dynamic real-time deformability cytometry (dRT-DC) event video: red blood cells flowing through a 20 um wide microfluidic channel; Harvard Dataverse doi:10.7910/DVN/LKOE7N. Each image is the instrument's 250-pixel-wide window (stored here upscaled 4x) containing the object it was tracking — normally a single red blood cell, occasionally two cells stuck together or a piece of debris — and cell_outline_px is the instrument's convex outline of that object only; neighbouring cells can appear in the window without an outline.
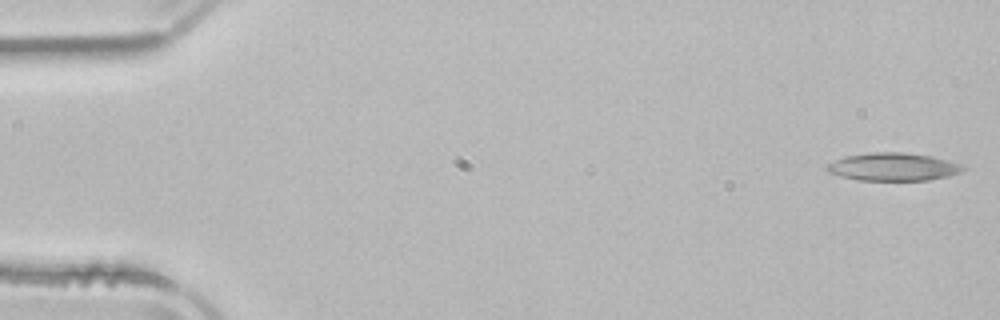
{"species": "common noctule bat (a hibernating species)", "species_latin": "Nyctalus noctula", "temperature_condition": "room temperature", "stored_images_in_passage": 51, "camera_frame_rate_fps": 3000, "um_per_image_px": 0.085, "animal": {"sex": "male", "body_mass_g": 21.5, "forearm_length_mm": 52.0}, "frame": {"image": 1, "passage_image": 1, "time_ms": 0.0, "image_size_px": [1000, 320], "cell_outline_px": [[968, 168], [960, 172], [948, 176], [928, 180], [856, 180], [840, 176], [828, 172], [824, 168], [828, 164], [836, 160], [848, 156], [868, 152], [904, 152], [932, 156], [960, 164]], "centroid_in_image_um": [75.92, 14.18], "position_along_channel_um": 9.1, "area_um2": 22.08}}
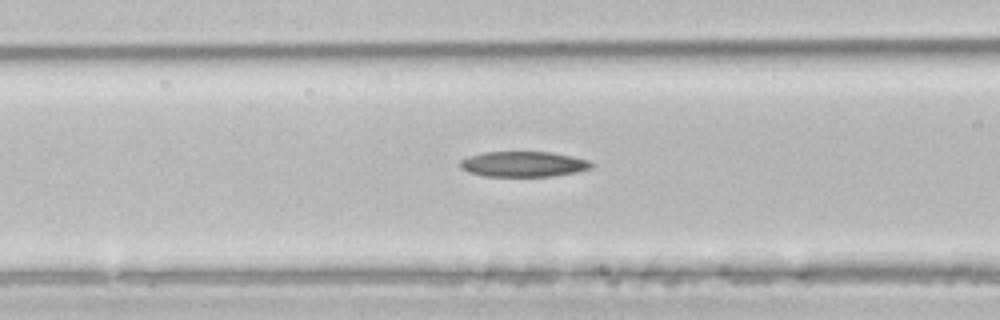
{"frame": {"image": 2, "passage_image": 20, "time_ms": 6.333, "image_size_px": [1000, 320], "cell_outline_px": [[596, 164], [592, 168], [576, 172], [552, 176], [484, 176], [468, 172], [460, 168], [460, 160], [468, 156], [484, 152], [552, 152], [572, 156], [588, 160]], "centroid_in_image_um": [44.5, 13.95], "position_along_channel_um": 122.1, "area_um2": 19.54}}
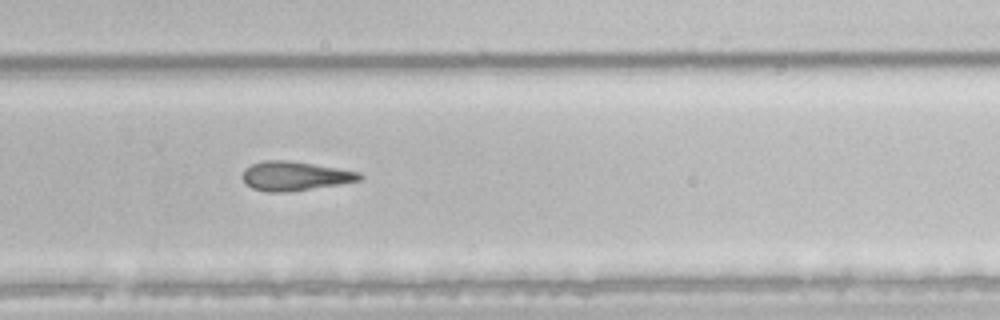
{"frame": {"image": 3, "passage_image": 34, "time_ms": 11.0, "image_size_px": [1000, 320], "cell_outline_px": [[364, 176], [360, 180], [288, 192], [268, 192], [252, 188], [244, 180], [244, 168], [252, 164], [264, 160], [288, 160], [360, 172]], "centroid_in_image_um": [25.05, 14.95], "position_along_channel_um": 304.8, "area_um2": 19.48}, "authors_computed_cell_mechanics": {"area_um2": 21.6172, "velocity_mm_per_s": 3.9243, "shape_relaxation_time_tau1_ms": null, "shape_relaxation_time_tau2_ms": 6.9235, "deformation_change_tau1": null, "deformation_change_tau2": 0.2066}}